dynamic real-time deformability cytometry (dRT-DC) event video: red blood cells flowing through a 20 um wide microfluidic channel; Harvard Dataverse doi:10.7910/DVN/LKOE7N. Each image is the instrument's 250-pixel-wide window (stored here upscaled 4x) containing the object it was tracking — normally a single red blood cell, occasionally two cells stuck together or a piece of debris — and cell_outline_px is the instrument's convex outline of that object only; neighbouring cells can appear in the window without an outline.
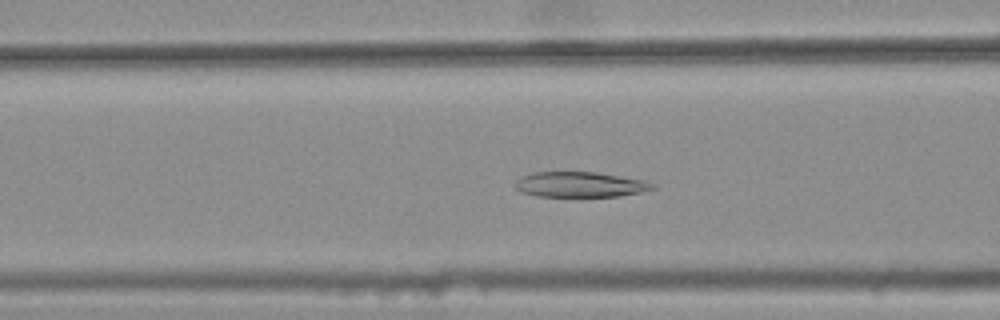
{"species": "common noctule bat (a hibernating species)", "species_latin": "Nyctalus noctula", "temperature_condition": "warm", "stored_images_in_passage": 43, "camera_frame_rate_fps": 3000, "um_per_image_px": 0.085, "animal": {"sex": "female", "body_mass_g": 25.1}, "frame": {"image": 1, "passage_image": 20, "time_ms": 6.333, "image_size_px": [1000, 320], "cell_outline_px": [[656, 188], [640, 192], [620, 196], [536, 196], [520, 192], [516, 188], [516, 180], [520, 176], [532, 172], [596, 172], [644, 180], [656, 184]], "centroid_in_image_um": [49.29, 15.68], "position_along_channel_um": 117.3, "area_um2": 20.29}}
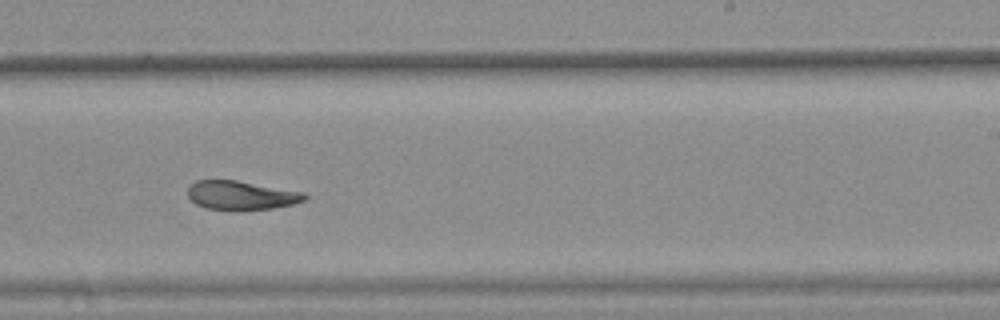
{"frame": {"image": 2, "passage_image": 32, "time_ms": 10.333, "image_size_px": [1000, 320], "cell_outline_px": [[308, 196], [304, 200], [292, 204], [272, 208], [244, 212], [232, 212], [208, 208], [196, 204], [188, 196], [188, 188], [196, 180], [236, 180], [304, 192]], "centroid_in_image_um": [20.5, 16.63], "position_along_channel_um": 268.5, "area_um2": 20.06}}
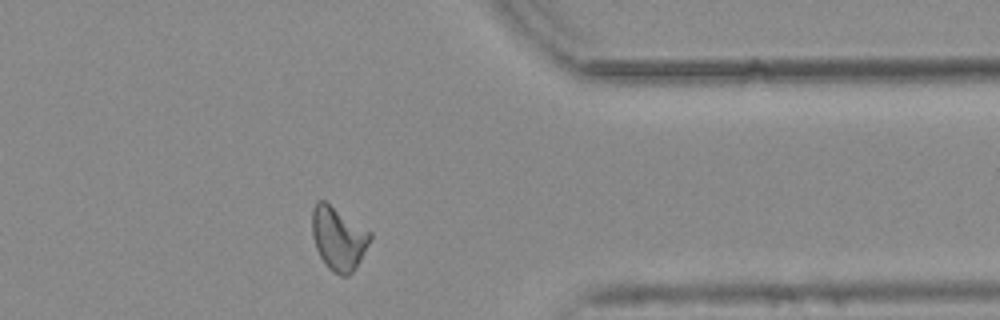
{"frame": {"image": 3, "passage_image": 42, "time_ms": 13.667, "image_size_px": [1000, 320], "cell_outline_px": [[372, 236], [356, 268], [348, 276], [340, 276], [332, 272], [328, 268], [320, 256], [316, 248], [312, 236], [312, 208], [316, 200], [324, 200], [372, 232]], "centroid_in_image_um": [28.75, 20.26], "position_along_channel_um": 382.6, "area_um2": 21.5}, "authors_computed_cell_mechanics": {"area_um2": 21.386, "velocity_mm_per_s": 3.7991, "shape_relaxation_time_tau1_ms": null, "shape_relaxation_time_tau2_ms": 3.3027, "deformation_change_tau1": null, "deformation_change_tau2": 0.0829}}